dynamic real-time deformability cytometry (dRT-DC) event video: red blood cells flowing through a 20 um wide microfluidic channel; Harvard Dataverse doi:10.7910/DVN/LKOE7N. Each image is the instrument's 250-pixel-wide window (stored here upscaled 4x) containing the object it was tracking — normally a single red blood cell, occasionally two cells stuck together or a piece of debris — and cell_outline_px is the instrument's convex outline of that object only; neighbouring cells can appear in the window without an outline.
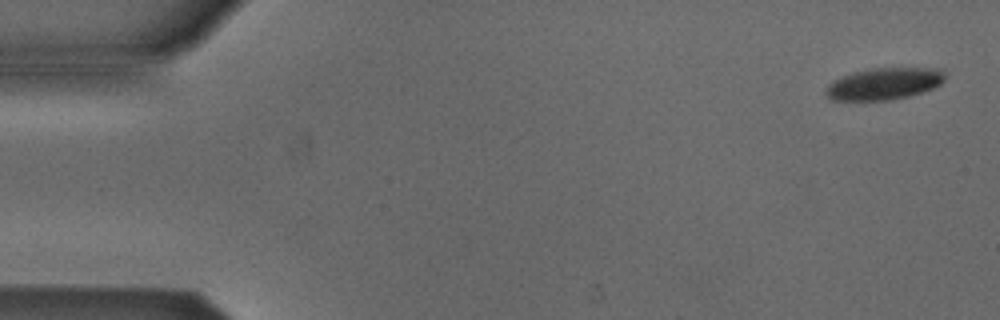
{"species": "Egyptian fruit bat (a non-hibernating species)", "species_latin": "Rousettus aegyptiacus", "temperature_condition": "cold", "stored_images_in_passage": 52, "camera_frame_rate_fps": 3000, "um_per_image_px": 0.085, "animal": {"sex": "male"}, "frame": {"image": 1, "passage_image": 1, "time_ms": 0.0, "image_size_px": [1000, 320], "cell_outline_px": [[944, 80], [940, 84], [932, 88], [908, 96], [888, 100], [832, 100], [824, 92], [828, 84], [832, 80], [852, 72], [872, 68], [940, 68], [944, 72]], "centroid_in_image_um": [75.11, 7.11], "position_along_channel_um": 9.9, "area_um2": 22.02}}
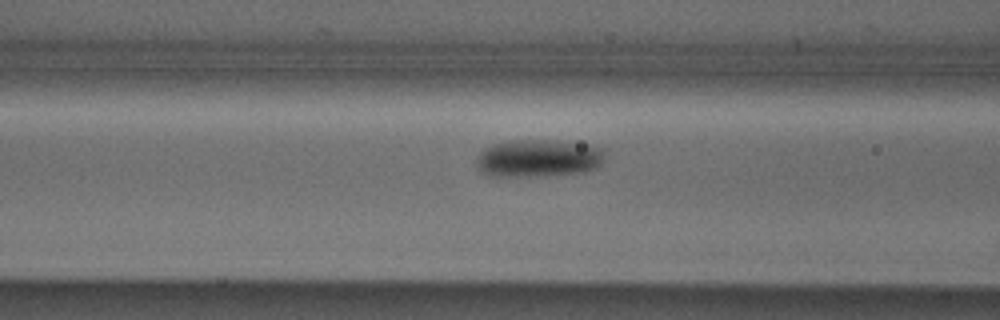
{"frame": {"image": 2, "passage_image": 20, "time_ms": 6.333, "image_size_px": [1000, 320], "cell_outline_px": [[604, 156], [600, 164], [596, 168], [584, 172], [520, 176], [492, 176], [480, 172], [476, 168], [476, 156], [484, 148], [492, 144], [508, 140], [556, 140], [588, 144], [604, 148]], "centroid_in_image_um": [45.72, 13.42], "position_along_channel_um": 120.9, "area_um2": 28.32}}
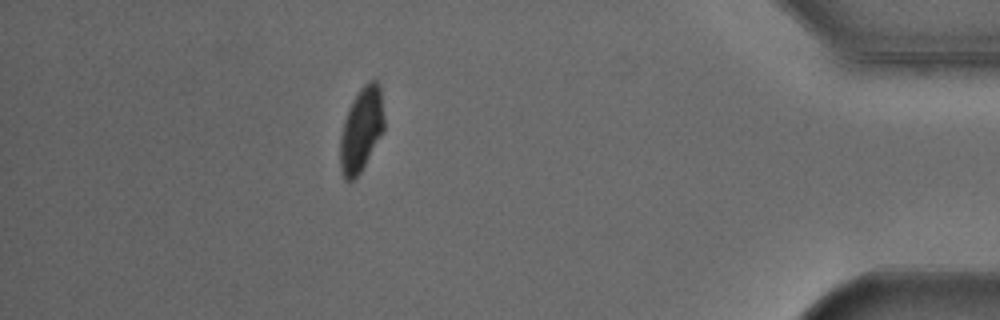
{"frame": {"image": 3, "passage_image": 46, "time_ms": 15.0, "image_size_px": [1000, 320], "cell_outline_px": [[384, 132], [360, 172], [352, 180], [344, 180], [340, 172], [340, 136], [344, 120], [348, 108], [352, 100], [360, 88], [368, 80], [376, 80], [380, 84], [384, 120]], "centroid_in_image_um": [30.71, 11.0], "position_along_channel_um": 404.5, "area_um2": 21.79}, "authors_computed_cell_mechanics": {"area_um2": 24.1315, "velocity_mm_per_s": 3.845, "shape_relaxation_time_tau1_ms": 2.103, "shape_relaxation_time_tau2_ms": null, "deformation_change_tau1": 0.0769, "deformation_change_tau2": null}}